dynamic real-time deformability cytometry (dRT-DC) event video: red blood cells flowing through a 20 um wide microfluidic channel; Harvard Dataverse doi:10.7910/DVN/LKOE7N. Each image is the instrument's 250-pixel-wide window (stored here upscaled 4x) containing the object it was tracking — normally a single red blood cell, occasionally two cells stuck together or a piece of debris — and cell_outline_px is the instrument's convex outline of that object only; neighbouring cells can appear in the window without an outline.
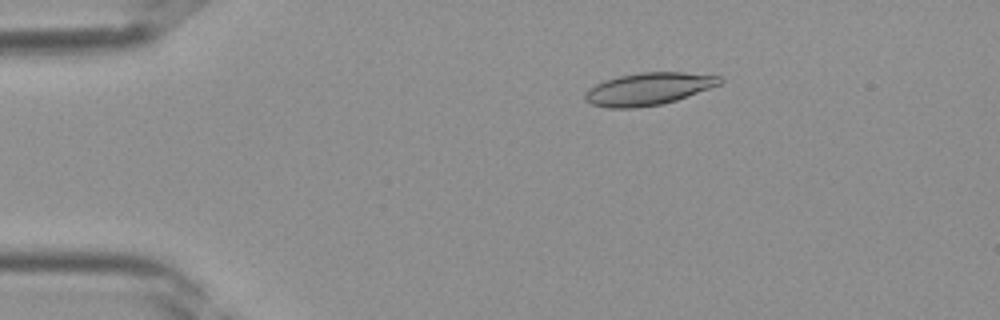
{"species": "Egyptian fruit bat (a non-hibernating species)", "species_latin": "Rousettus aegyptiacus", "temperature_condition": "room temperature", "stored_images_in_passage": 39, "camera_frame_rate_fps": 3000, "um_per_image_px": 0.085, "frame": {"image": 1, "passage_image": 7, "time_ms": 2.0, "image_size_px": [1000, 320], "cell_outline_px": [[724, 80], [720, 84], [676, 100], [660, 104], [636, 108], [608, 108], [592, 104], [584, 100], [584, 92], [588, 88], [604, 80], [620, 76], [640, 72], [684, 72], [720, 76]], "centroid_in_image_um": [55.08, 7.55], "position_along_channel_um": 29.9, "area_um2": 25.37}}
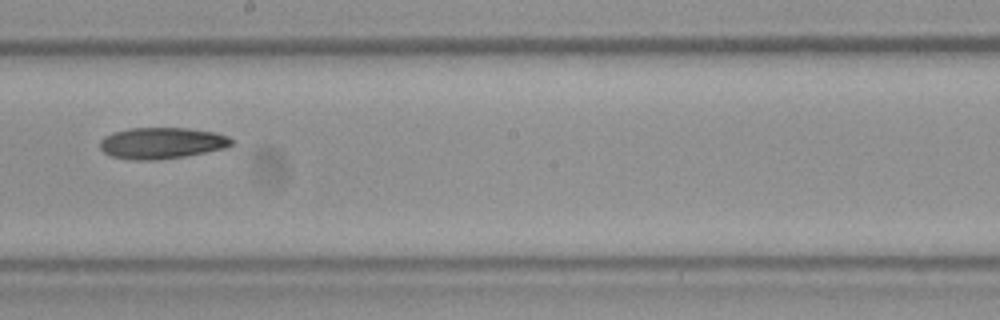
{"frame": {"image": 2, "passage_image": 22, "time_ms": 7.0, "image_size_px": [1000, 320], "cell_outline_px": [[232, 144], [224, 148], [184, 156], [156, 160], [132, 160], [112, 156], [104, 152], [100, 148], [100, 140], [104, 136], [112, 132], [128, 128], [188, 128], [216, 132], [228, 136], [232, 140]], "centroid_in_image_um": [13.72, 12.15], "position_along_channel_um": 234.5, "area_um2": 23.99}}
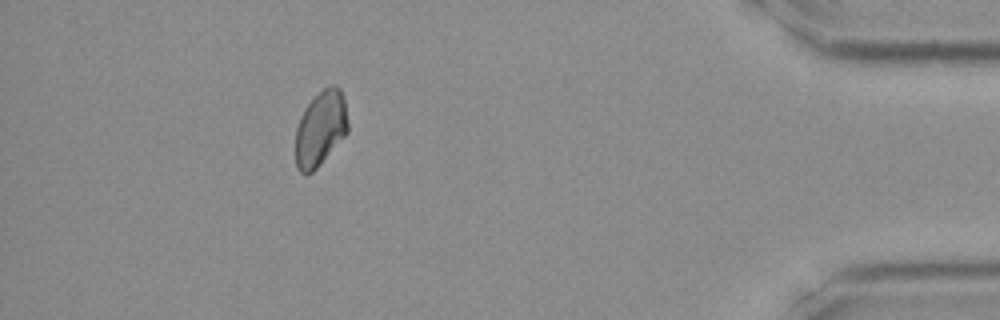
{"frame": {"image": 3, "passage_image": 35, "time_ms": 11.333, "image_size_px": [1000, 320], "cell_outline_px": [[348, 132], [320, 164], [308, 176], [304, 176], [296, 168], [296, 128], [300, 116], [304, 108], [328, 84], [336, 84], [340, 88], [344, 100], [348, 124]], "centroid_in_image_um": [27.23, 10.94], "position_along_channel_um": 408.0, "area_um2": 23.0}}